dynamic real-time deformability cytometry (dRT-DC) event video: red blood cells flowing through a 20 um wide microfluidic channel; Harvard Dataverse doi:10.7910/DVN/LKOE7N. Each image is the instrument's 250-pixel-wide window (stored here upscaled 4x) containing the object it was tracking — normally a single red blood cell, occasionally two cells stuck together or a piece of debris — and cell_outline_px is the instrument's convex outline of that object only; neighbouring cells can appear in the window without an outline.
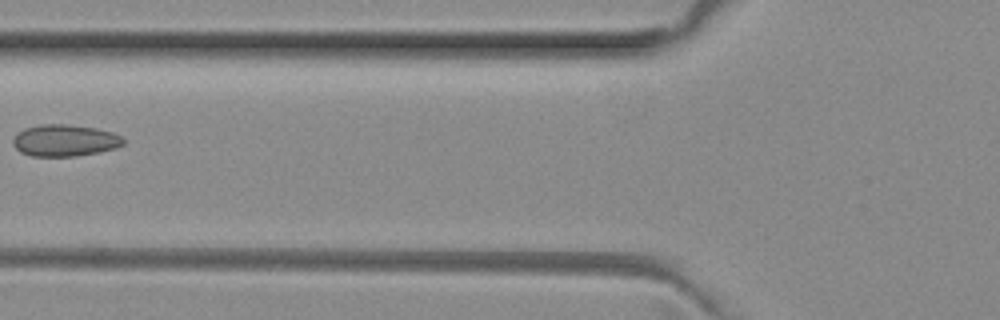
{"species": "common noctule bat (a hibernating species)", "species_latin": "Nyctalus noctula", "temperature_condition": "room temperature", "stored_images_in_passage": 4, "camera_frame_rate_fps": 3000, "um_per_image_px": 0.085, "animal": {"sex": "female", "body_mass_g": 29.2, "forearm_length_mm": 56.3}, "frame": {"image": 1, "passage_image": 4, "time_ms": 1.0, "image_size_px": [1000, 320], "cell_outline_px": [[124, 144], [116, 148], [100, 152], [76, 156], [32, 156], [20, 152], [12, 144], [12, 140], [24, 128], [40, 124], [68, 124], [96, 128], [112, 132], [120, 136], [124, 140]], "centroid_in_image_um": [5.51, 11.94], "position_along_channel_um": 120.3, "area_um2": 20.46}}